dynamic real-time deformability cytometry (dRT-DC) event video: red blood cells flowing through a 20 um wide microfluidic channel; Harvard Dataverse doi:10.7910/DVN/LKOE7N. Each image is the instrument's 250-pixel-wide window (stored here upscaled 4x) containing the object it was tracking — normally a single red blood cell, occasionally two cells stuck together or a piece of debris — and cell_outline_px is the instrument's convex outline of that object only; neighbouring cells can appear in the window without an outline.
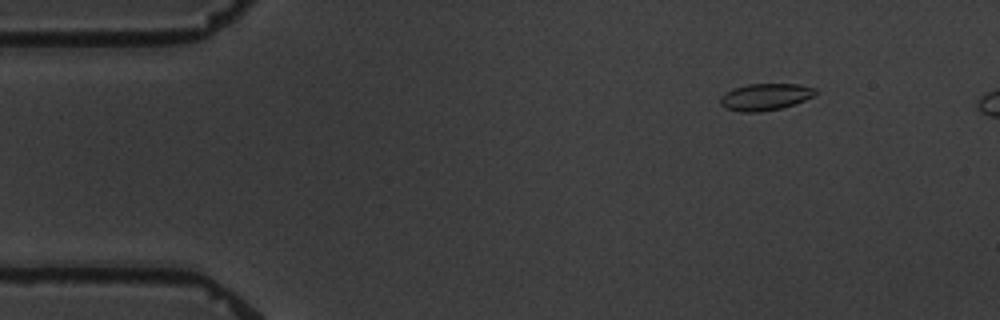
{"species": "common noctule bat (a hibernating species)", "species_latin": "Nyctalus noctula", "temperature_condition": "warm", "stored_images_in_passage": 5, "camera_frame_rate_fps": 3000, "um_per_image_px": 0.085, "animal": {"sex": "male", "body_mass_g": 19.5, "forearm_length_mm": 54.6}, "frame": {"image": 1, "passage_image": 2, "time_ms": 1.333, "image_size_px": [1000, 320], "cell_outline_px": [[816, 92], [812, 96], [804, 100], [780, 108], [760, 112], [740, 112], [724, 108], [720, 104], [720, 96], [724, 92], [732, 88], [748, 84], [800, 84], [816, 88]], "centroid_in_image_um": [64.98, 8.23], "position_along_channel_um": 20.0, "area_um2": 14.91}}